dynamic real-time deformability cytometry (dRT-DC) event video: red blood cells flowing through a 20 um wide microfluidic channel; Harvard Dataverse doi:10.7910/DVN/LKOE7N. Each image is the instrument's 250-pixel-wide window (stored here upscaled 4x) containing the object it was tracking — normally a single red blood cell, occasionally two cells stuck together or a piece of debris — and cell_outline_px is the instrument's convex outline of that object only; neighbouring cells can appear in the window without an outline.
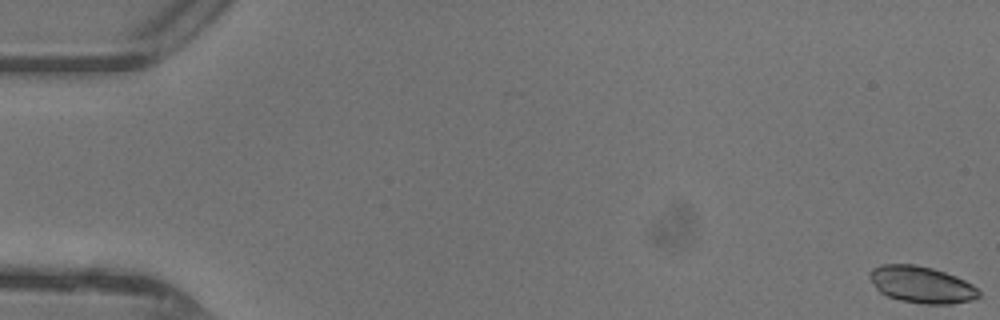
{"species": "common noctule bat (a hibernating species)", "species_latin": "Nyctalus noctula", "temperature_condition": "warm", "stored_images_in_passage": 48, "camera_frame_rate_fps": 3000, "um_per_image_px": 0.085, "animal": {"sex": "female"}, "frame": {"image": 1, "passage_image": 1, "time_ms": 0.0, "image_size_px": [1000, 320], "cell_outline_px": [[980, 296], [972, 300], [952, 304], [924, 304], [900, 300], [888, 296], [880, 292], [876, 288], [868, 276], [868, 272], [872, 268], [880, 264], [916, 264], [932, 268], [956, 276], [972, 284], [980, 292]], "centroid_in_image_um": [78.31, 24.19], "position_along_channel_um": 6.7, "area_um2": 23.47}}
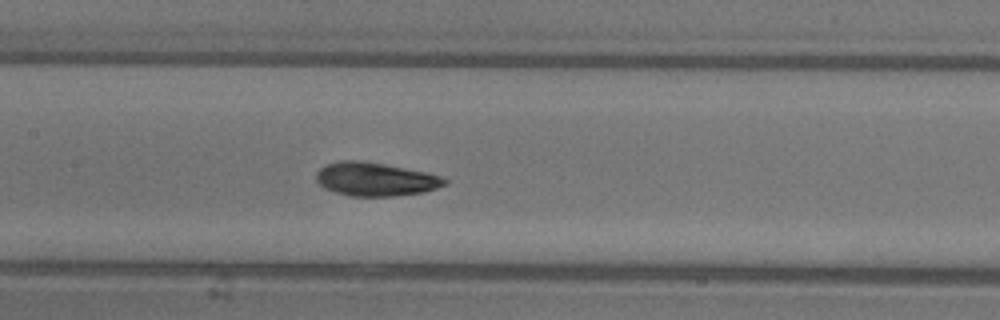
{"frame": {"image": 2, "passage_image": 24, "time_ms": 7.667, "image_size_px": [1000, 320], "cell_outline_px": [[448, 184], [424, 192], [396, 196], [348, 196], [324, 188], [316, 180], [316, 172], [324, 164], [340, 160], [364, 160], [424, 172], [440, 176], [448, 180]], "centroid_in_image_um": [31.88, 15.23], "position_along_channel_um": 175.5, "area_um2": 25.2}}
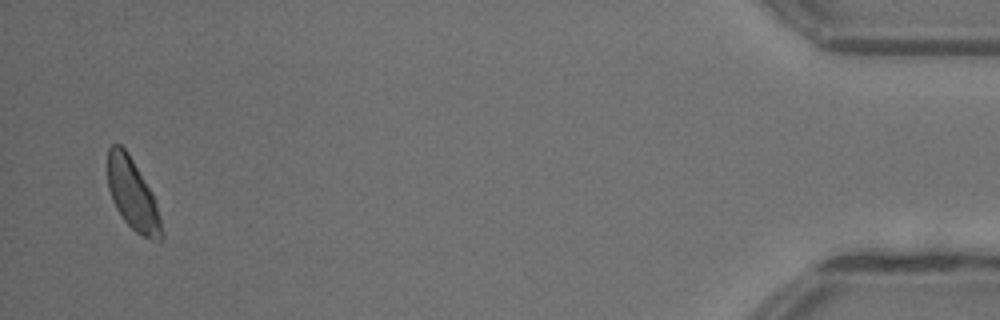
{"frame": {"image": 3, "passage_image": 47, "time_ms": 15.333, "image_size_px": [1000, 320], "cell_outline_px": [[164, 240], [160, 240], [144, 236], [136, 232], [124, 220], [116, 208], [112, 200], [108, 188], [108, 148], [112, 144], [120, 144], [128, 152], [152, 192], [160, 216], [164, 232]], "centroid_in_image_um": [11.28, 16.53], "position_along_channel_um": 423.9, "area_um2": 22.25}, "authors_computed_cell_mechanics": {"area_um2": 24.3916, "velocity_mm_per_s": 4.361, "shape_relaxation_time_tau1_ms": 1.3915, "shape_relaxation_time_tau2_ms": 6.3693, "deformation_change_tau1": 0.0629, "deformation_change_tau2": 0.1483}}